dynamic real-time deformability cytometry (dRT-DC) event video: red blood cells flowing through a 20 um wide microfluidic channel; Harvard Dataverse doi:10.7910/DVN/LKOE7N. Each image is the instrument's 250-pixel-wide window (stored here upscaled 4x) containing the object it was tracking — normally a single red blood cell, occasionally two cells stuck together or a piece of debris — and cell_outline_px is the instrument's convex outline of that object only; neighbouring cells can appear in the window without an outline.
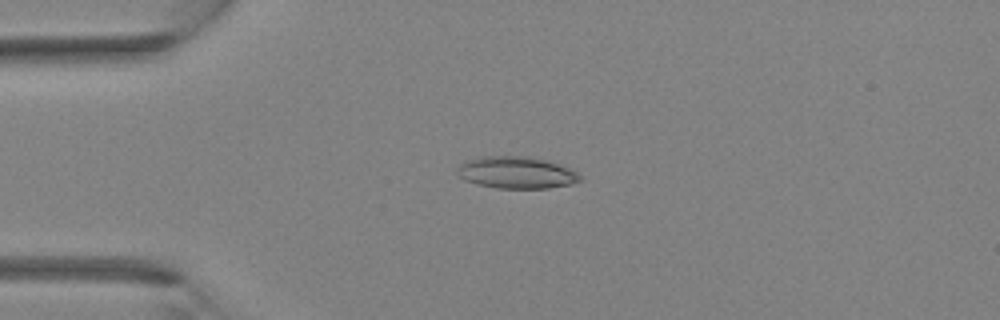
{"species": "Egyptian fruit bat (a non-hibernating species)", "species_latin": "Rousettus aegyptiacus", "temperature_condition": "room temperature", "stored_images_in_passage": 3, "camera_frame_rate_fps": 3000, "um_per_image_px": 0.085, "animal": {"sex": "female"}, "frame": {"image": 1, "passage_image": 3, "time_ms": 2.0, "image_size_px": [1000, 320], "cell_outline_px": [[584, 180], [572, 184], [548, 188], [496, 188], [476, 184], [464, 180], [456, 172], [456, 168], [464, 160], [480, 156], [528, 156], [548, 160], [568, 168], [576, 172]], "centroid_in_image_um": [43.87, 14.66], "position_along_channel_um": 41.1, "area_um2": 23.12}}